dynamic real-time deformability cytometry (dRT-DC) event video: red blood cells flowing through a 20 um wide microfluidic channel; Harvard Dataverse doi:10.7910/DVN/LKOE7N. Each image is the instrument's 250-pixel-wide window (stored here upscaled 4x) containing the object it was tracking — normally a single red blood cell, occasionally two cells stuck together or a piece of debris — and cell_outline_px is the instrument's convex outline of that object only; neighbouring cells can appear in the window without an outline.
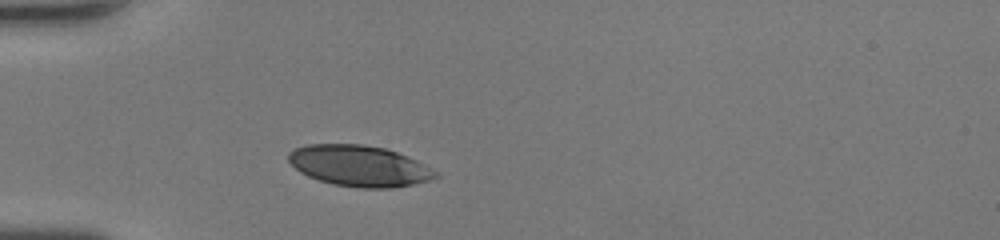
{"species": "human", "species_latin": "Homo sapiens", "temperature_condition": "room temperature", "stored_images_in_passage": 27, "camera_frame_rate_fps": 3000, "um_per_image_px": 0.085, "donor": {"sex": "female"}, "frame": {"image": 1, "passage_image": 1, "time_ms": 0.0, "image_size_px": [1000, 240], "cell_outline_px": [[440, 176], [428, 180], [412, 184], [392, 188], [356, 188], [332, 184], [308, 176], [300, 172], [288, 160], [288, 152], [292, 148], [308, 144], [360, 144], [384, 148], [396, 152], [416, 160], [440, 172]], "centroid_in_image_um": [30.53, 14.1], "position_along_channel_um": 54.5, "area_um2": 35.2}}
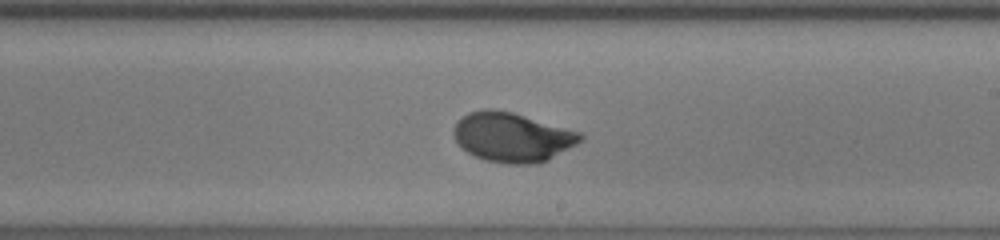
{"frame": {"image": 2, "passage_image": 15, "time_ms": 4.667, "image_size_px": [1000, 240], "cell_outline_px": [[584, 140], [548, 160], [540, 164], [504, 164], [484, 160], [460, 148], [452, 132], [452, 128], [456, 120], [468, 112], [484, 108], [492, 108], [512, 112], [580, 132], [584, 136]], "centroid_in_image_um": [43.5, 11.66], "position_along_channel_um": 245.5, "area_um2": 36.93}}
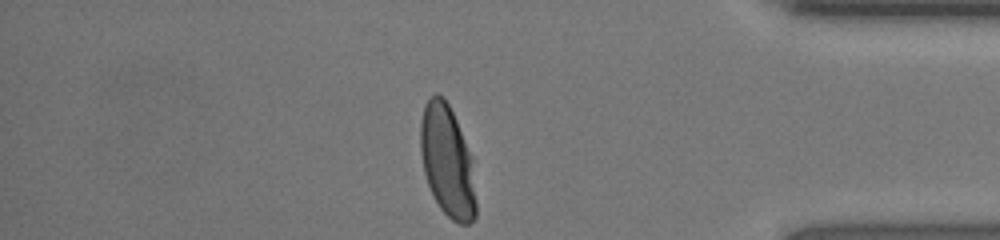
{"frame": {"image": 3, "passage_image": 27, "time_ms": 8.667, "image_size_px": [1000, 240], "cell_outline_px": [[476, 216], [468, 224], [460, 224], [452, 220], [440, 208], [428, 184], [424, 172], [420, 152], [420, 120], [424, 104], [436, 92], [444, 96], [456, 120], [472, 156], [476, 204]], "centroid_in_image_um": [38.02, 13.68], "position_along_channel_um": 397.2, "area_um2": 36.18}, "authors_computed_cell_mechanics": {"area_um2": 36.0672, "velocity_mm_per_s": 4.4194, "shape_relaxation_time_tau1_ms": 2.4228, "shape_relaxation_time_tau2_ms": null, "deformation_change_tau1": 0.1694, "deformation_change_tau2": null}}